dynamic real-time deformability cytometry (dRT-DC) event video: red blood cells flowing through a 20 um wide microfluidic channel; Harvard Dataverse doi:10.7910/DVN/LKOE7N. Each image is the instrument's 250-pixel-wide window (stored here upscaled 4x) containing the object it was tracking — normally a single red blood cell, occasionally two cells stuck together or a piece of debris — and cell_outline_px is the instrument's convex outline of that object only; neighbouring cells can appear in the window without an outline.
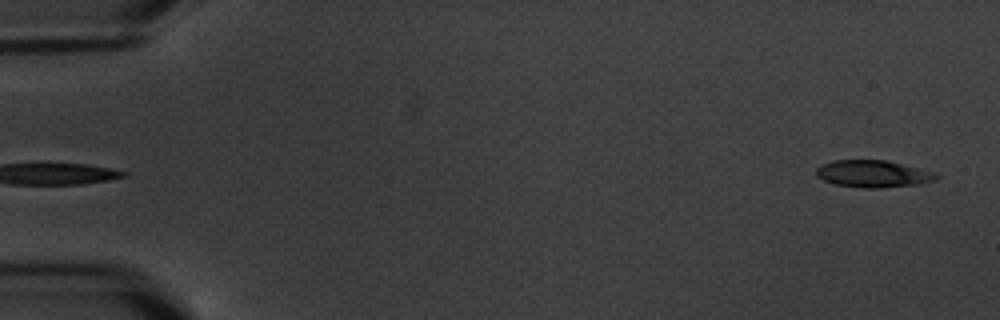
{"species": "common noctule bat (a hibernating species)", "species_latin": "Nyctalus noctula", "temperature_condition": "warm", "stored_images_in_passage": 5, "camera_frame_rate_fps": 3000, "um_per_image_px": 0.085, "animal": {"sex": "male", "body_mass_g": 20.1, "forearm_length_mm": 53.5}, "frame": {"image": 1, "passage_image": 5, "time_ms": 5.667, "image_size_px": [1000, 320], "cell_outline_px": [[940, 176], [936, 180], [920, 184], [880, 188], [864, 188], [836, 184], [824, 180], [816, 176], [816, 168], [820, 164], [832, 160], [884, 160], [936, 172]], "centroid_in_image_um": [74.21, 14.77], "position_along_channel_um": 10.8, "area_um2": 19.02}}